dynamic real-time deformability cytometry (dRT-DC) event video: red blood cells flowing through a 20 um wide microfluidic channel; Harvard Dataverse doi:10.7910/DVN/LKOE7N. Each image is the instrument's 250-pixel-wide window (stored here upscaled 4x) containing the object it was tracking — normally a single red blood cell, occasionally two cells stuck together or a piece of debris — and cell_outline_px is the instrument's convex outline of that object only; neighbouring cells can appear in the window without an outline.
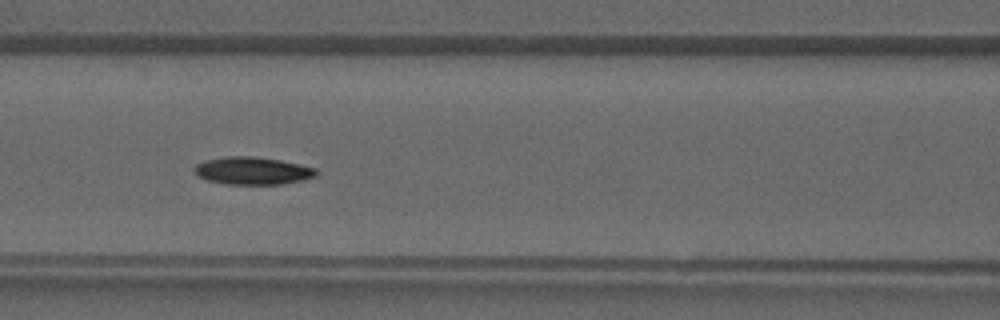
{"species": "common noctule bat (a hibernating species)", "species_latin": "Nyctalus noctula", "temperature_condition": "warm", "stored_images_in_passage": 41, "camera_frame_rate_fps": 3000, "um_per_image_px": 0.085, "animal": {"sex": "male", "forearm_length_mm": 52.5}, "frame": {"image": 1, "passage_image": 18, "time_ms": 5.667, "image_size_px": [1000, 320], "cell_outline_px": [[320, 172], [316, 176], [304, 180], [284, 184], [228, 184], [208, 180], [200, 176], [192, 168], [196, 164], [204, 160], [228, 156], [256, 156], [280, 160], [300, 164], [316, 168]], "centroid_in_image_um": [21.52, 14.51], "position_along_channel_um": 145.1, "area_um2": 19.71}}
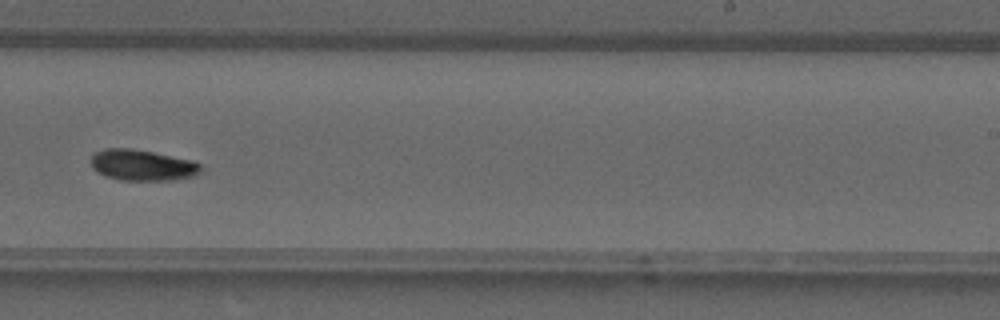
{"frame": {"image": 2, "passage_image": 26, "time_ms": 8.333, "image_size_px": [1000, 320], "cell_outline_px": [[200, 172], [196, 176], [172, 180], [120, 180], [104, 176], [96, 172], [92, 168], [88, 160], [96, 152], [104, 148], [132, 148], [192, 160], [200, 164]], "centroid_in_image_um": [12.04, 14.04], "position_along_channel_um": 277.0, "area_um2": 20.06}}
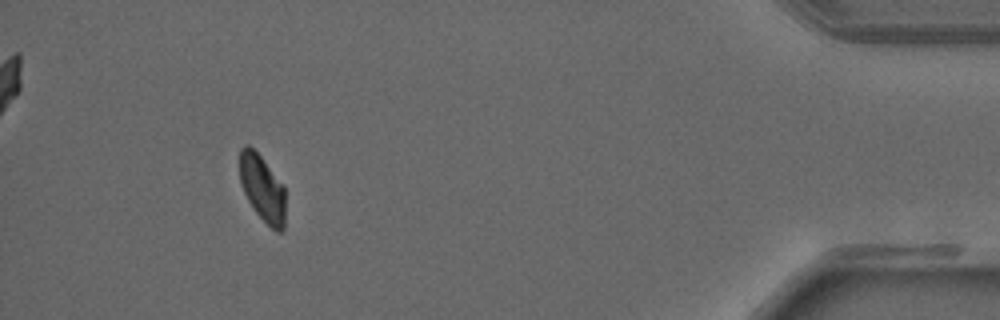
{"frame": {"image": 3, "passage_image": 38, "time_ms": 12.333, "image_size_px": [1000, 320], "cell_outline_px": [[284, 228], [280, 232], [276, 232], [256, 212], [248, 200], [244, 192], [240, 180], [240, 148], [244, 144], [248, 144], [260, 156], [284, 184]], "centroid_in_image_um": [22.3, 15.98], "position_along_channel_um": 412.9, "area_um2": 17.51}}